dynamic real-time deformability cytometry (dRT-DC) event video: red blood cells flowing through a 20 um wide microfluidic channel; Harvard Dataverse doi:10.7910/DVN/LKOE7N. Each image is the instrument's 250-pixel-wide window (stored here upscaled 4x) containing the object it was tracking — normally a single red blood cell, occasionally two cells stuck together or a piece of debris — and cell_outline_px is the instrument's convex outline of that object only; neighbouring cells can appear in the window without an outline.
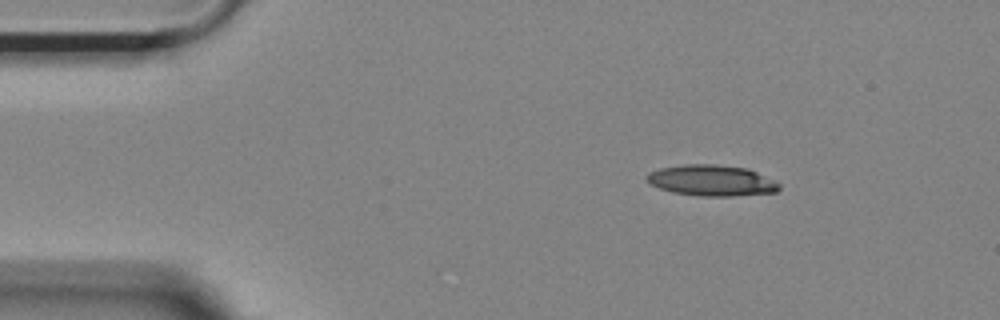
{"species": "Egyptian fruit bat (a non-hibernating species)", "species_latin": "Rousettus aegyptiacus", "temperature_condition": "room temperature", "stored_images_in_passage": 9, "camera_frame_rate_fps": 3000, "um_per_image_px": 0.085, "animal": {"sex": "female"}, "frame": {"image": 1, "passage_image": 3, "time_ms": 0.667, "image_size_px": [1000, 320], "cell_outline_px": [[776, 188], [752, 192], [688, 192], [680, 168], [732, 168], [752, 172]], "centroid_in_image_um": [61.44, 15.35], "position_along_channel_um": 23.6, "area_um2": 13.24}}